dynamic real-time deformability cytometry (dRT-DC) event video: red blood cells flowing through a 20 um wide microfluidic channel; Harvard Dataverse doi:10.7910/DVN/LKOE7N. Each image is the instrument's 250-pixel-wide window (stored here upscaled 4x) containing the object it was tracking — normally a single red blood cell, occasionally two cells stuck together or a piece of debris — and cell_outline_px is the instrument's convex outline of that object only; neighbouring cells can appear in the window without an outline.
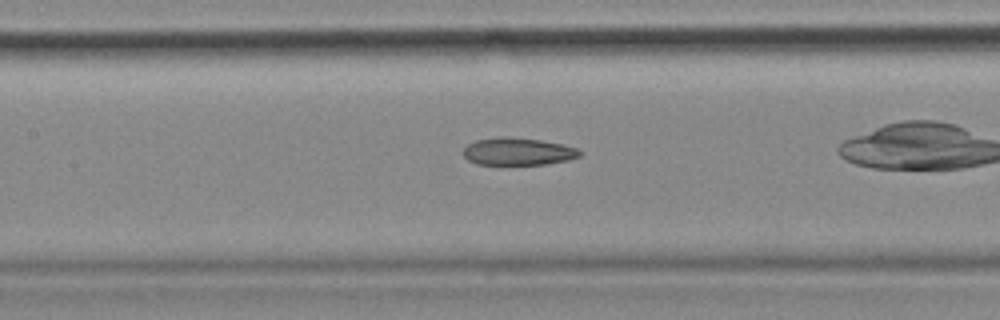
{"species": "common noctule bat (a hibernating species)", "species_latin": "Nyctalus noctula", "temperature_condition": "cold", "stored_images_in_passage": 19, "camera_frame_rate_fps": 3000, "um_per_image_px": 0.085, "animal": {"sex": "female", "body_mass_g": 18.4}, "frame": {"image": 1, "passage_image": 14, "time_ms": 4.333, "image_size_px": [1000, 320], "cell_outline_px": [[580, 156], [568, 160], [544, 164], [476, 164], [468, 160], [460, 152], [468, 144], [476, 140], [500, 136], [504, 136], [540, 140], [564, 144], [576, 148], [580, 152]], "centroid_in_image_um": [43.98, 12.87], "position_along_channel_um": 163.4, "area_um2": 18.61}}